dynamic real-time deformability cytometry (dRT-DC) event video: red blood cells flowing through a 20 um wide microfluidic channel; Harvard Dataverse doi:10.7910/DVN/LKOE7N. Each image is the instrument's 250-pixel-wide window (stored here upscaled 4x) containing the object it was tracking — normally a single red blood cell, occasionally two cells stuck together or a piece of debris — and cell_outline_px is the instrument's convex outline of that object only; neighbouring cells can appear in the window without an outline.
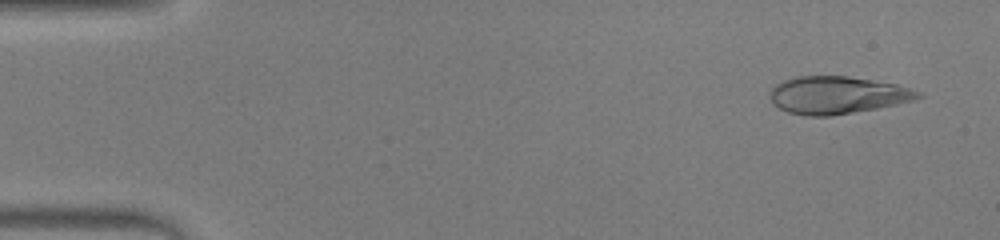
{"species": "human", "species_latin": "Homo sapiens", "temperature_condition": "warm", "stored_images_in_passage": 13, "camera_frame_rate_fps": 3000, "um_per_image_px": 0.085, "donor": {"sex": "male"}, "frame": {"image": 1, "passage_image": 3, "time_ms": 0.667, "image_size_px": [1000, 240], "cell_outline_px": [[924, 96], [916, 100], [876, 108], [832, 116], [804, 116], [788, 112], [772, 104], [768, 96], [772, 88], [776, 84], [784, 80], [796, 76], [848, 76], [896, 84], [920, 92]], "centroid_in_image_um": [71.13, 8.09], "position_along_channel_um": 13.9, "area_um2": 32.43}}